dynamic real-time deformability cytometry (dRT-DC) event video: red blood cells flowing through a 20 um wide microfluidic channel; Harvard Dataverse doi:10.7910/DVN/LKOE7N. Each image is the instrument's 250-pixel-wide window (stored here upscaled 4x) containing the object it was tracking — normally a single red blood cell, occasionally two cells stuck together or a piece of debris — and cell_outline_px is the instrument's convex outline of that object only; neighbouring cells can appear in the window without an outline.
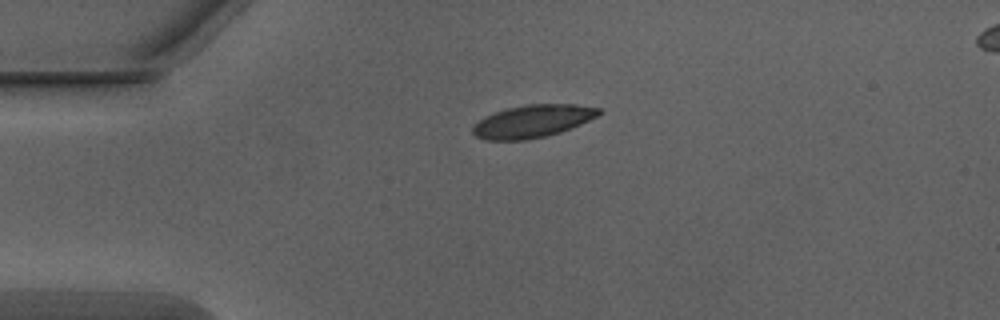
{"species": "Egyptian fruit bat (a non-hibernating species)", "species_latin": "Rousettus aegyptiacus", "temperature_condition": "warm", "stored_images_in_passage": 40, "camera_frame_rate_fps": 3000, "um_per_image_px": 0.085, "animal": {"sex": "male"}, "frame": {"image": 1, "passage_image": 1, "time_ms": 0.0, "image_size_px": [1000, 320], "cell_outline_px": [[600, 112], [596, 116], [580, 124], [560, 132], [544, 136], [524, 140], [484, 140], [476, 136], [472, 132], [472, 124], [484, 116], [508, 108], [528, 104], [576, 104], [600, 108]], "centroid_in_image_um": [45.21, 10.3], "position_along_channel_um": 39.8, "area_um2": 23.81}}
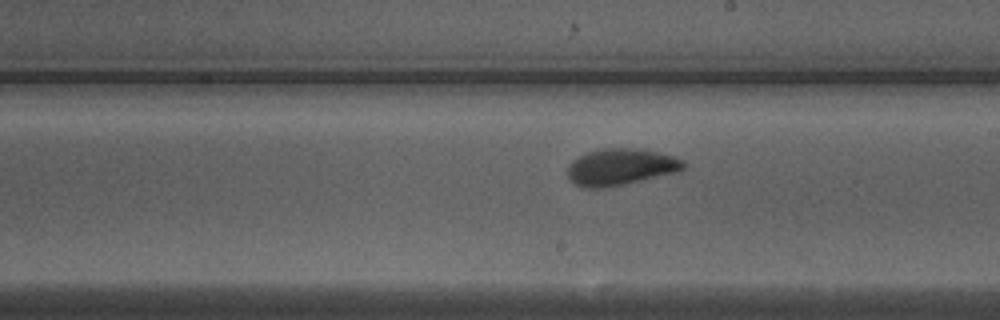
{"frame": {"image": 2, "passage_image": 18, "time_ms": 5.667, "image_size_px": [1000, 320], "cell_outline_px": [[684, 168], [676, 172], [620, 184], [600, 188], [584, 188], [576, 184], [568, 176], [568, 168], [572, 160], [588, 152], [600, 148], [636, 148], [656, 152], [672, 156], [684, 160]], "centroid_in_image_um": [52.73, 14.17], "position_along_channel_um": 236.3, "area_um2": 24.16}}
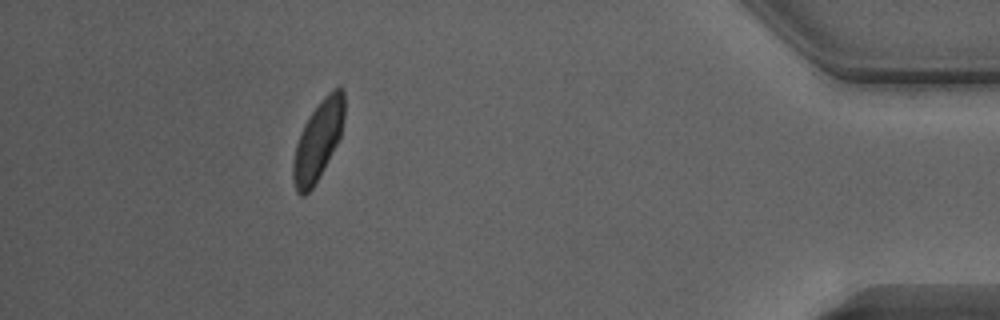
{"frame": {"image": 3, "passage_image": 35, "time_ms": 11.333, "image_size_px": [1000, 320], "cell_outline_px": [[344, 116], [340, 136], [336, 144], [312, 188], [304, 196], [300, 196], [296, 192], [292, 180], [292, 164], [296, 144], [300, 132], [304, 124], [320, 100], [332, 88], [340, 84], [344, 88]], "centroid_in_image_um": [27.02, 11.9], "position_along_channel_um": 408.2, "area_um2": 23.52}, "authors_computed_cell_mechanics": {"area_um2": 24.1026, "velocity_mm_per_s": 4.0179, "shape_relaxation_time_tau1_ms": 2.1705, "shape_relaxation_time_tau2_ms": null, "deformation_change_tau1": 0.1328, "deformation_change_tau2": null}}